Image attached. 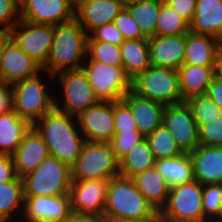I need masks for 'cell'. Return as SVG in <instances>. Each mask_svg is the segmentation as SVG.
<instances>
[{
    "label": "cell",
    "mask_w": 222,
    "mask_h": 222,
    "mask_svg": "<svg viewBox=\"0 0 222 222\" xmlns=\"http://www.w3.org/2000/svg\"><path fill=\"white\" fill-rule=\"evenodd\" d=\"M79 222H111L104 214L102 215H79Z\"/></svg>",
    "instance_id": "cell-48"
},
{
    "label": "cell",
    "mask_w": 222,
    "mask_h": 222,
    "mask_svg": "<svg viewBox=\"0 0 222 222\" xmlns=\"http://www.w3.org/2000/svg\"><path fill=\"white\" fill-rule=\"evenodd\" d=\"M194 180L200 184H222V146L198 145L189 153Z\"/></svg>",
    "instance_id": "cell-22"
},
{
    "label": "cell",
    "mask_w": 222,
    "mask_h": 222,
    "mask_svg": "<svg viewBox=\"0 0 222 222\" xmlns=\"http://www.w3.org/2000/svg\"><path fill=\"white\" fill-rule=\"evenodd\" d=\"M151 66L178 70L184 62L186 34L148 38Z\"/></svg>",
    "instance_id": "cell-17"
},
{
    "label": "cell",
    "mask_w": 222,
    "mask_h": 222,
    "mask_svg": "<svg viewBox=\"0 0 222 222\" xmlns=\"http://www.w3.org/2000/svg\"><path fill=\"white\" fill-rule=\"evenodd\" d=\"M9 33L17 45L41 68L45 65L53 41V25L20 19Z\"/></svg>",
    "instance_id": "cell-11"
},
{
    "label": "cell",
    "mask_w": 222,
    "mask_h": 222,
    "mask_svg": "<svg viewBox=\"0 0 222 222\" xmlns=\"http://www.w3.org/2000/svg\"><path fill=\"white\" fill-rule=\"evenodd\" d=\"M155 167L170 189L194 180L193 162L189 153L157 160Z\"/></svg>",
    "instance_id": "cell-29"
},
{
    "label": "cell",
    "mask_w": 222,
    "mask_h": 222,
    "mask_svg": "<svg viewBox=\"0 0 222 222\" xmlns=\"http://www.w3.org/2000/svg\"><path fill=\"white\" fill-rule=\"evenodd\" d=\"M109 180H72L70 202L72 215H102Z\"/></svg>",
    "instance_id": "cell-13"
},
{
    "label": "cell",
    "mask_w": 222,
    "mask_h": 222,
    "mask_svg": "<svg viewBox=\"0 0 222 222\" xmlns=\"http://www.w3.org/2000/svg\"><path fill=\"white\" fill-rule=\"evenodd\" d=\"M178 73L182 98L186 100L194 95L206 94L215 77V66L183 64Z\"/></svg>",
    "instance_id": "cell-26"
},
{
    "label": "cell",
    "mask_w": 222,
    "mask_h": 222,
    "mask_svg": "<svg viewBox=\"0 0 222 222\" xmlns=\"http://www.w3.org/2000/svg\"><path fill=\"white\" fill-rule=\"evenodd\" d=\"M163 2L164 0H141L140 2L127 7L132 18L138 24L141 33L146 38L155 36L158 15Z\"/></svg>",
    "instance_id": "cell-32"
},
{
    "label": "cell",
    "mask_w": 222,
    "mask_h": 222,
    "mask_svg": "<svg viewBox=\"0 0 222 222\" xmlns=\"http://www.w3.org/2000/svg\"><path fill=\"white\" fill-rule=\"evenodd\" d=\"M155 164L156 159L144 137L119 161V175L132 178Z\"/></svg>",
    "instance_id": "cell-31"
},
{
    "label": "cell",
    "mask_w": 222,
    "mask_h": 222,
    "mask_svg": "<svg viewBox=\"0 0 222 222\" xmlns=\"http://www.w3.org/2000/svg\"><path fill=\"white\" fill-rule=\"evenodd\" d=\"M88 34L76 19L53 25V41L47 61L41 68L50 75L82 68L86 58Z\"/></svg>",
    "instance_id": "cell-2"
},
{
    "label": "cell",
    "mask_w": 222,
    "mask_h": 222,
    "mask_svg": "<svg viewBox=\"0 0 222 222\" xmlns=\"http://www.w3.org/2000/svg\"><path fill=\"white\" fill-rule=\"evenodd\" d=\"M114 102L99 101L77 116L86 141L109 142L114 134Z\"/></svg>",
    "instance_id": "cell-14"
},
{
    "label": "cell",
    "mask_w": 222,
    "mask_h": 222,
    "mask_svg": "<svg viewBox=\"0 0 222 222\" xmlns=\"http://www.w3.org/2000/svg\"><path fill=\"white\" fill-rule=\"evenodd\" d=\"M143 138L144 136L139 131L115 132L109 143L116 159L120 161Z\"/></svg>",
    "instance_id": "cell-40"
},
{
    "label": "cell",
    "mask_w": 222,
    "mask_h": 222,
    "mask_svg": "<svg viewBox=\"0 0 222 222\" xmlns=\"http://www.w3.org/2000/svg\"><path fill=\"white\" fill-rule=\"evenodd\" d=\"M20 19L57 25L75 19L76 0H19Z\"/></svg>",
    "instance_id": "cell-12"
},
{
    "label": "cell",
    "mask_w": 222,
    "mask_h": 222,
    "mask_svg": "<svg viewBox=\"0 0 222 222\" xmlns=\"http://www.w3.org/2000/svg\"><path fill=\"white\" fill-rule=\"evenodd\" d=\"M125 40L123 34L113 22L94 28L87 38V41L108 42L116 46H120Z\"/></svg>",
    "instance_id": "cell-42"
},
{
    "label": "cell",
    "mask_w": 222,
    "mask_h": 222,
    "mask_svg": "<svg viewBox=\"0 0 222 222\" xmlns=\"http://www.w3.org/2000/svg\"><path fill=\"white\" fill-rule=\"evenodd\" d=\"M171 8H173L179 16L192 23L197 0H164Z\"/></svg>",
    "instance_id": "cell-44"
},
{
    "label": "cell",
    "mask_w": 222,
    "mask_h": 222,
    "mask_svg": "<svg viewBox=\"0 0 222 222\" xmlns=\"http://www.w3.org/2000/svg\"><path fill=\"white\" fill-rule=\"evenodd\" d=\"M41 67L11 39L5 45L0 80L9 84L35 76Z\"/></svg>",
    "instance_id": "cell-19"
},
{
    "label": "cell",
    "mask_w": 222,
    "mask_h": 222,
    "mask_svg": "<svg viewBox=\"0 0 222 222\" xmlns=\"http://www.w3.org/2000/svg\"><path fill=\"white\" fill-rule=\"evenodd\" d=\"M19 20V0H0V32L9 33Z\"/></svg>",
    "instance_id": "cell-41"
},
{
    "label": "cell",
    "mask_w": 222,
    "mask_h": 222,
    "mask_svg": "<svg viewBox=\"0 0 222 222\" xmlns=\"http://www.w3.org/2000/svg\"><path fill=\"white\" fill-rule=\"evenodd\" d=\"M82 69L99 101L122 100L131 89V80L126 76L123 66H109L86 56Z\"/></svg>",
    "instance_id": "cell-10"
},
{
    "label": "cell",
    "mask_w": 222,
    "mask_h": 222,
    "mask_svg": "<svg viewBox=\"0 0 222 222\" xmlns=\"http://www.w3.org/2000/svg\"><path fill=\"white\" fill-rule=\"evenodd\" d=\"M11 35L8 32H0V70L1 63L3 60V55L5 51V45L11 40Z\"/></svg>",
    "instance_id": "cell-49"
},
{
    "label": "cell",
    "mask_w": 222,
    "mask_h": 222,
    "mask_svg": "<svg viewBox=\"0 0 222 222\" xmlns=\"http://www.w3.org/2000/svg\"><path fill=\"white\" fill-rule=\"evenodd\" d=\"M113 121L115 132L138 131L132 110L123 99L114 102Z\"/></svg>",
    "instance_id": "cell-39"
},
{
    "label": "cell",
    "mask_w": 222,
    "mask_h": 222,
    "mask_svg": "<svg viewBox=\"0 0 222 222\" xmlns=\"http://www.w3.org/2000/svg\"><path fill=\"white\" fill-rule=\"evenodd\" d=\"M219 50L214 36L189 31L186 34L183 64L215 66Z\"/></svg>",
    "instance_id": "cell-23"
},
{
    "label": "cell",
    "mask_w": 222,
    "mask_h": 222,
    "mask_svg": "<svg viewBox=\"0 0 222 222\" xmlns=\"http://www.w3.org/2000/svg\"><path fill=\"white\" fill-rule=\"evenodd\" d=\"M60 222H79V215H71L68 219L62 220Z\"/></svg>",
    "instance_id": "cell-53"
},
{
    "label": "cell",
    "mask_w": 222,
    "mask_h": 222,
    "mask_svg": "<svg viewBox=\"0 0 222 222\" xmlns=\"http://www.w3.org/2000/svg\"><path fill=\"white\" fill-rule=\"evenodd\" d=\"M33 127L43 137L48 153L70 167L80 155L86 140L77 117L53 108Z\"/></svg>",
    "instance_id": "cell-1"
},
{
    "label": "cell",
    "mask_w": 222,
    "mask_h": 222,
    "mask_svg": "<svg viewBox=\"0 0 222 222\" xmlns=\"http://www.w3.org/2000/svg\"><path fill=\"white\" fill-rule=\"evenodd\" d=\"M16 177L13 157L0 154V183H7Z\"/></svg>",
    "instance_id": "cell-45"
},
{
    "label": "cell",
    "mask_w": 222,
    "mask_h": 222,
    "mask_svg": "<svg viewBox=\"0 0 222 222\" xmlns=\"http://www.w3.org/2000/svg\"><path fill=\"white\" fill-rule=\"evenodd\" d=\"M24 202V184L21 177L0 183V220L22 218Z\"/></svg>",
    "instance_id": "cell-30"
},
{
    "label": "cell",
    "mask_w": 222,
    "mask_h": 222,
    "mask_svg": "<svg viewBox=\"0 0 222 222\" xmlns=\"http://www.w3.org/2000/svg\"><path fill=\"white\" fill-rule=\"evenodd\" d=\"M119 175V161L109 142L86 141L71 166L72 180H110Z\"/></svg>",
    "instance_id": "cell-7"
},
{
    "label": "cell",
    "mask_w": 222,
    "mask_h": 222,
    "mask_svg": "<svg viewBox=\"0 0 222 222\" xmlns=\"http://www.w3.org/2000/svg\"><path fill=\"white\" fill-rule=\"evenodd\" d=\"M213 222H222V207H221L218 217Z\"/></svg>",
    "instance_id": "cell-56"
},
{
    "label": "cell",
    "mask_w": 222,
    "mask_h": 222,
    "mask_svg": "<svg viewBox=\"0 0 222 222\" xmlns=\"http://www.w3.org/2000/svg\"><path fill=\"white\" fill-rule=\"evenodd\" d=\"M71 215L70 194L25 196L22 219L26 222H60Z\"/></svg>",
    "instance_id": "cell-16"
},
{
    "label": "cell",
    "mask_w": 222,
    "mask_h": 222,
    "mask_svg": "<svg viewBox=\"0 0 222 222\" xmlns=\"http://www.w3.org/2000/svg\"><path fill=\"white\" fill-rule=\"evenodd\" d=\"M113 23L120 30L126 40L146 38L127 8H123L115 17Z\"/></svg>",
    "instance_id": "cell-43"
},
{
    "label": "cell",
    "mask_w": 222,
    "mask_h": 222,
    "mask_svg": "<svg viewBox=\"0 0 222 222\" xmlns=\"http://www.w3.org/2000/svg\"><path fill=\"white\" fill-rule=\"evenodd\" d=\"M215 39H216L218 48H219L220 50H222V26H221L218 34L215 36Z\"/></svg>",
    "instance_id": "cell-52"
},
{
    "label": "cell",
    "mask_w": 222,
    "mask_h": 222,
    "mask_svg": "<svg viewBox=\"0 0 222 222\" xmlns=\"http://www.w3.org/2000/svg\"><path fill=\"white\" fill-rule=\"evenodd\" d=\"M132 180L146 200L160 213L168 201L170 188L156 167L138 173Z\"/></svg>",
    "instance_id": "cell-24"
},
{
    "label": "cell",
    "mask_w": 222,
    "mask_h": 222,
    "mask_svg": "<svg viewBox=\"0 0 222 222\" xmlns=\"http://www.w3.org/2000/svg\"><path fill=\"white\" fill-rule=\"evenodd\" d=\"M48 155L43 137L32 126L12 155L17 176L22 178L34 171Z\"/></svg>",
    "instance_id": "cell-20"
},
{
    "label": "cell",
    "mask_w": 222,
    "mask_h": 222,
    "mask_svg": "<svg viewBox=\"0 0 222 222\" xmlns=\"http://www.w3.org/2000/svg\"><path fill=\"white\" fill-rule=\"evenodd\" d=\"M149 147L156 159L171 158L183 154L184 152L176 143L172 133L161 124L151 134L145 137Z\"/></svg>",
    "instance_id": "cell-33"
},
{
    "label": "cell",
    "mask_w": 222,
    "mask_h": 222,
    "mask_svg": "<svg viewBox=\"0 0 222 222\" xmlns=\"http://www.w3.org/2000/svg\"><path fill=\"white\" fill-rule=\"evenodd\" d=\"M13 110L12 84L0 80V115Z\"/></svg>",
    "instance_id": "cell-46"
},
{
    "label": "cell",
    "mask_w": 222,
    "mask_h": 222,
    "mask_svg": "<svg viewBox=\"0 0 222 222\" xmlns=\"http://www.w3.org/2000/svg\"><path fill=\"white\" fill-rule=\"evenodd\" d=\"M124 8H127L131 5H134L138 2H140L141 0H117Z\"/></svg>",
    "instance_id": "cell-51"
},
{
    "label": "cell",
    "mask_w": 222,
    "mask_h": 222,
    "mask_svg": "<svg viewBox=\"0 0 222 222\" xmlns=\"http://www.w3.org/2000/svg\"><path fill=\"white\" fill-rule=\"evenodd\" d=\"M163 124L172 133L183 152L190 153L199 145L198 125L186 102L166 105Z\"/></svg>",
    "instance_id": "cell-15"
},
{
    "label": "cell",
    "mask_w": 222,
    "mask_h": 222,
    "mask_svg": "<svg viewBox=\"0 0 222 222\" xmlns=\"http://www.w3.org/2000/svg\"><path fill=\"white\" fill-rule=\"evenodd\" d=\"M53 80L57 87H54V105L60 111L77 117L99 102L82 68L60 72Z\"/></svg>",
    "instance_id": "cell-5"
},
{
    "label": "cell",
    "mask_w": 222,
    "mask_h": 222,
    "mask_svg": "<svg viewBox=\"0 0 222 222\" xmlns=\"http://www.w3.org/2000/svg\"><path fill=\"white\" fill-rule=\"evenodd\" d=\"M31 127L14 110L0 115V154L12 156Z\"/></svg>",
    "instance_id": "cell-28"
},
{
    "label": "cell",
    "mask_w": 222,
    "mask_h": 222,
    "mask_svg": "<svg viewBox=\"0 0 222 222\" xmlns=\"http://www.w3.org/2000/svg\"><path fill=\"white\" fill-rule=\"evenodd\" d=\"M120 51L122 66L131 81L151 66L148 38L125 40Z\"/></svg>",
    "instance_id": "cell-25"
},
{
    "label": "cell",
    "mask_w": 222,
    "mask_h": 222,
    "mask_svg": "<svg viewBox=\"0 0 222 222\" xmlns=\"http://www.w3.org/2000/svg\"><path fill=\"white\" fill-rule=\"evenodd\" d=\"M159 215L163 222H209L203 214L202 184L193 180L171 188Z\"/></svg>",
    "instance_id": "cell-9"
},
{
    "label": "cell",
    "mask_w": 222,
    "mask_h": 222,
    "mask_svg": "<svg viewBox=\"0 0 222 222\" xmlns=\"http://www.w3.org/2000/svg\"><path fill=\"white\" fill-rule=\"evenodd\" d=\"M124 7L117 0H76L75 19L89 34L114 21Z\"/></svg>",
    "instance_id": "cell-18"
},
{
    "label": "cell",
    "mask_w": 222,
    "mask_h": 222,
    "mask_svg": "<svg viewBox=\"0 0 222 222\" xmlns=\"http://www.w3.org/2000/svg\"><path fill=\"white\" fill-rule=\"evenodd\" d=\"M185 102L190 107L193 118L197 124L201 120H212L222 116V110L207 94L188 97Z\"/></svg>",
    "instance_id": "cell-36"
},
{
    "label": "cell",
    "mask_w": 222,
    "mask_h": 222,
    "mask_svg": "<svg viewBox=\"0 0 222 222\" xmlns=\"http://www.w3.org/2000/svg\"><path fill=\"white\" fill-rule=\"evenodd\" d=\"M0 222H26L22 218L18 219H6V220H0Z\"/></svg>",
    "instance_id": "cell-55"
},
{
    "label": "cell",
    "mask_w": 222,
    "mask_h": 222,
    "mask_svg": "<svg viewBox=\"0 0 222 222\" xmlns=\"http://www.w3.org/2000/svg\"><path fill=\"white\" fill-rule=\"evenodd\" d=\"M202 207L204 217L213 222L222 207V184L202 185Z\"/></svg>",
    "instance_id": "cell-37"
},
{
    "label": "cell",
    "mask_w": 222,
    "mask_h": 222,
    "mask_svg": "<svg viewBox=\"0 0 222 222\" xmlns=\"http://www.w3.org/2000/svg\"><path fill=\"white\" fill-rule=\"evenodd\" d=\"M129 222H163L158 214L155 218L149 219L147 221H129Z\"/></svg>",
    "instance_id": "cell-54"
},
{
    "label": "cell",
    "mask_w": 222,
    "mask_h": 222,
    "mask_svg": "<svg viewBox=\"0 0 222 222\" xmlns=\"http://www.w3.org/2000/svg\"><path fill=\"white\" fill-rule=\"evenodd\" d=\"M138 95L166 105L185 102L180 91L178 70L150 66L131 81Z\"/></svg>",
    "instance_id": "cell-8"
},
{
    "label": "cell",
    "mask_w": 222,
    "mask_h": 222,
    "mask_svg": "<svg viewBox=\"0 0 222 222\" xmlns=\"http://www.w3.org/2000/svg\"><path fill=\"white\" fill-rule=\"evenodd\" d=\"M197 125L199 145L222 146V116L212 120H201Z\"/></svg>",
    "instance_id": "cell-38"
},
{
    "label": "cell",
    "mask_w": 222,
    "mask_h": 222,
    "mask_svg": "<svg viewBox=\"0 0 222 222\" xmlns=\"http://www.w3.org/2000/svg\"><path fill=\"white\" fill-rule=\"evenodd\" d=\"M23 179L25 196L67 195L71 187V167L48 155L39 166Z\"/></svg>",
    "instance_id": "cell-6"
},
{
    "label": "cell",
    "mask_w": 222,
    "mask_h": 222,
    "mask_svg": "<svg viewBox=\"0 0 222 222\" xmlns=\"http://www.w3.org/2000/svg\"><path fill=\"white\" fill-rule=\"evenodd\" d=\"M206 94L222 110V81L217 77L212 79Z\"/></svg>",
    "instance_id": "cell-47"
},
{
    "label": "cell",
    "mask_w": 222,
    "mask_h": 222,
    "mask_svg": "<svg viewBox=\"0 0 222 222\" xmlns=\"http://www.w3.org/2000/svg\"><path fill=\"white\" fill-rule=\"evenodd\" d=\"M53 84V76L44 70L13 83V110L33 126L55 107Z\"/></svg>",
    "instance_id": "cell-4"
},
{
    "label": "cell",
    "mask_w": 222,
    "mask_h": 222,
    "mask_svg": "<svg viewBox=\"0 0 222 222\" xmlns=\"http://www.w3.org/2000/svg\"><path fill=\"white\" fill-rule=\"evenodd\" d=\"M86 56L109 66H122L120 46L102 41H87Z\"/></svg>",
    "instance_id": "cell-35"
},
{
    "label": "cell",
    "mask_w": 222,
    "mask_h": 222,
    "mask_svg": "<svg viewBox=\"0 0 222 222\" xmlns=\"http://www.w3.org/2000/svg\"><path fill=\"white\" fill-rule=\"evenodd\" d=\"M111 222L147 221L159 213L137 189L132 178L118 175L108 182L103 213Z\"/></svg>",
    "instance_id": "cell-3"
},
{
    "label": "cell",
    "mask_w": 222,
    "mask_h": 222,
    "mask_svg": "<svg viewBox=\"0 0 222 222\" xmlns=\"http://www.w3.org/2000/svg\"><path fill=\"white\" fill-rule=\"evenodd\" d=\"M129 105L138 131L146 137L163 124L165 105L138 95L132 89L123 97Z\"/></svg>",
    "instance_id": "cell-21"
},
{
    "label": "cell",
    "mask_w": 222,
    "mask_h": 222,
    "mask_svg": "<svg viewBox=\"0 0 222 222\" xmlns=\"http://www.w3.org/2000/svg\"><path fill=\"white\" fill-rule=\"evenodd\" d=\"M190 31V24L163 2L158 15V22L155 35L175 36L187 34Z\"/></svg>",
    "instance_id": "cell-34"
},
{
    "label": "cell",
    "mask_w": 222,
    "mask_h": 222,
    "mask_svg": "<svg viewBox=\"0 0 222 222\" xmlns=\"http://www.w3.org/2000/svg\"><path fill=\"white\" fill-rule=\"evenodd\" d=\"M222 26V0H197L190 31L216 36Z\"/></svg>",
    "instance_id": "cell-27"
},
{
    "label": "cell",
    "mask_w": 222,
    "mask_h": 222,
    "mask_svg": "<svg viewBox=\"0 0 222 222\" xmlns=\"http://www.w3.org/2000/svg\"><path fill=\"white\" fill-rule=\"evenodd\" d=\"M215 77L222 81V50H219L216 58Z\"/></svg>",
    "instance_id": "cell-50"
}]
</instances>
